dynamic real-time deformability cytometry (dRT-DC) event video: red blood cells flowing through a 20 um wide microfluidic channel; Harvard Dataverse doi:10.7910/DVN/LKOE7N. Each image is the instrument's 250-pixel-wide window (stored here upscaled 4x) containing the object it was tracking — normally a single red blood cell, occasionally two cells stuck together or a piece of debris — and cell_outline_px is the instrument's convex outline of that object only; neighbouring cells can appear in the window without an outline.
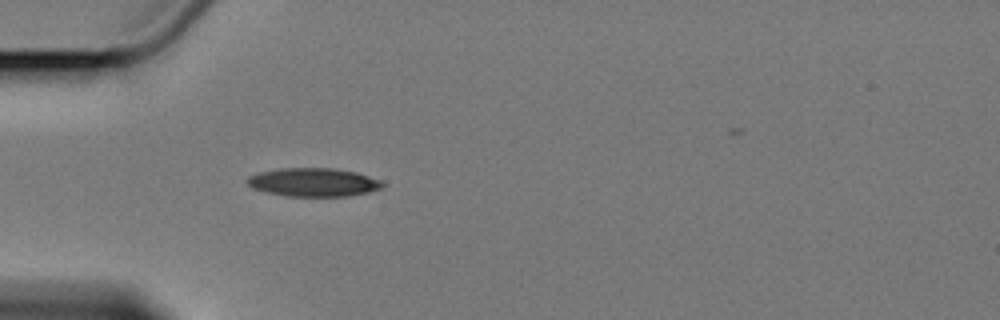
{"species": "Egyptian fruit bat (a non-hibernating species)", "species_latin": "Rousettus aegyptiacus", "temperature_condition": "cold", "stored_images_in_passage": 1, "camera_frame_rate_fps": 3000, "um_per_image_px": 0.085, "animal": {"sex": "female"}, "frame": {"image": 1, "passage_image": 1, "time_ms": 0.0, "image_size_px": [1000, 320], "cell_outline_px": [[384, 184], [380, 188], [368, 192], [348, 196], [288, 196], [268, 192], [252, 188], [248, 184], [248, 176], [260, 172], [280, 168], [332, 168], [356, 172], [380, 180]], "centroid_in_image_um": [26.64, 15.49], "position_along_channel_um": 58.4, "area_um2": 22.2}}